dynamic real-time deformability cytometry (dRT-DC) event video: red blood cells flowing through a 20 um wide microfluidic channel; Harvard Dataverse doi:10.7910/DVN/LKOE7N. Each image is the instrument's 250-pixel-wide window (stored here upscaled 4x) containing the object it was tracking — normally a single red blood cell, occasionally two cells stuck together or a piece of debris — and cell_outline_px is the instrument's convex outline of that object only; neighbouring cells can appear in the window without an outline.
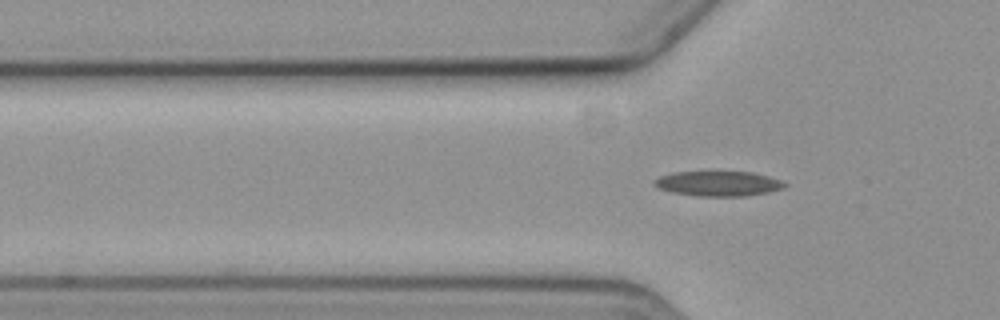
{"species": "common noctule bat (a hibernating species)", "species_latin": "Nyctalus noctula", "temperature_condition": "cold", "stored_images_in_passage": 5, "camera_frame_rate_fps": 3000, "um_per_image_px": 0.085, "animal": {"sex": "female", "body_mass_g": 19.3, "forearm_length_mm": 54.1}, "frame": {"image": 1, "passage_image": 5, "time_ms": 4.667, "image_size_px": [1000, 320], "cell_outline_px": [[788, 184], [784, 188], [768, 192], [744, 196], [696, 196], [672, 192], [656, 188], [652, 184], [652, 180], [660, 176], [672, 172], [752, 172], [768, 176], [780, 180]], "centroid_in_image_um": [61.01, 15.61], "position_along_channel_um": 64.8, "area_um2": 19.07}}